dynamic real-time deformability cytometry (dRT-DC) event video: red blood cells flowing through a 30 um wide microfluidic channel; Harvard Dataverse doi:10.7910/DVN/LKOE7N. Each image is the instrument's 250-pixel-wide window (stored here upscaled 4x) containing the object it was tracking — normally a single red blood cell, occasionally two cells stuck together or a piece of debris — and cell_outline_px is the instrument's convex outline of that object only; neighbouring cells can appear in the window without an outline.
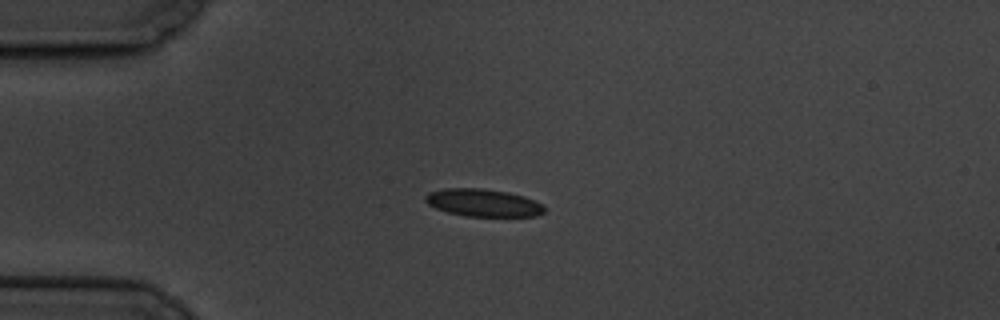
{"species": "common noctule bat (a hibernating species)", "species_latin": "Nyctalus noctula", "temperature_condition": "cold", "stored_images_in_passage": 4, "camera_frame_rate_fps": 3000, "um_per_image_px": 0.085, "animal": {"sex": "male", "body_mass_g": 19.5, "forearm_length_mm": 54.6}, "frame": {"image": 1, "passage_image": 3, "time_ms": 2.333, "image_size_px": [1000, 320], "cell_outline_px": [[544, 212], [536, 216], [464, 216], [448, 212], [436, 208], [428, 204], [424, 200], [424, 196], [428, 192], [444, 188], [484, 188], [508, 192], [524, 196], [544, 204]], "centroid_in_image_um": [41.06, 17.22], "position_along_channel_um": 43.9, "area_um2": 19.25}}